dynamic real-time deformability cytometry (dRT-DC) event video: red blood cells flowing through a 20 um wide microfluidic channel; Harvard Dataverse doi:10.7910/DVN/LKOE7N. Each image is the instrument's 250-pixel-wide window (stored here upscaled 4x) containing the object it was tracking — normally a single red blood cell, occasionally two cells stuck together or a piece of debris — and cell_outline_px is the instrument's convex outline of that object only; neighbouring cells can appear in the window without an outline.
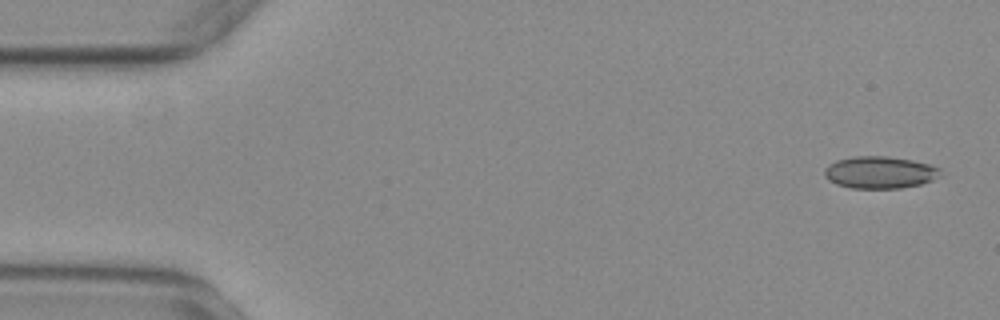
{"species": "common noctule bat (a hibernating species)", "species_latin": "Nyctalus noctula", "temperature_condition": "warm", "stored_images_in_passage": 56, "camera_frame_rate_fps": 3000, "um_per_image_px": 0.085, "animal": {"sex": "female", "body_mass_g": 29.2, "forearm_length_mm": 56.3}, "frame": {"image": 1, "passage_image": 3, "time_ms": 0.667, "image_size_px": [1000, 320], "cell_outline_px": [[944, 176], [920, 184], [900, 188], [852, 188], [836, 184], [828, 180], [824, 176], [824, 168], [828, 164], [836, 160], [852, 156], [888, 156], [912, 160], [928, 164], [940, 168]], "centroid_in_image_um": [74.79, 14.65], "position_along_channel_um": 10.2, "area_um2": 21.96}}
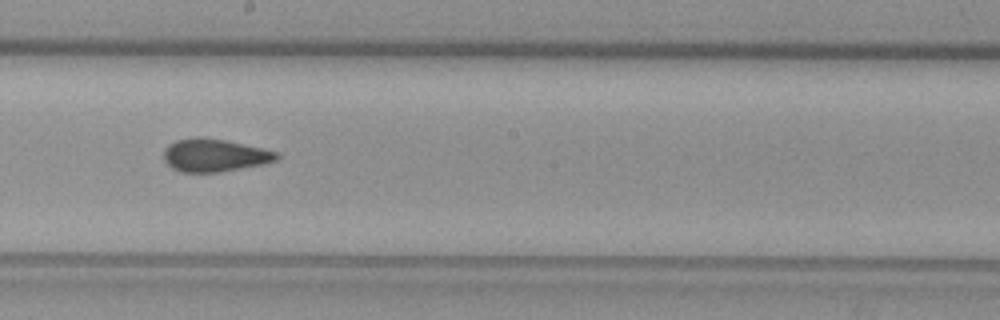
{"frame": {"image": 2, "passage_image": 31, "time_ms": 10.0, "image_size_px": [1000, 320], "cell_outline_px": [[280, 156], [276, 160], [264, 164], [220, 172], [180, 172], [172, 168], [164, 160], [164, 148], [168, 144], [176, 140], [196, 136], [200, 136], [224, 140], [260, 148], [276, 152]], "centroid_in_image_um": [18.19, 13.2], "position_along_channel_um": 230.0, "area_um2": 21.56}}
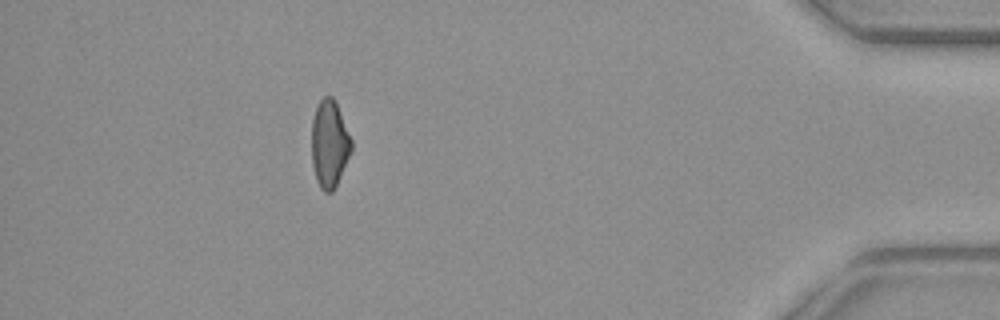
{"frame": {"image": 3, "passage_image": 50, "time_ms": 16.333, "image_size_px": [1000, 320], "cell_outline_px": [[352, 152], [332, 192], [324, 192], [320, 188], [316, 180], [312, 164], [312, 120], [316, 108], [320, 100], [324, 96], [332, 96], [336, 104], [352, 140]], "centroid_in_image_um": [28.0, 12.25], "position_along_channel_um": 407.2, "area_um2": 20.06}, "authors_computed_cell_mechanics": {"area_um2": 21.4438, "velocity_mm_per_s": 3.7228, "shape_relaxation_time_tau1_ms": null, "shape_relaxation_time_tau2_ms": 2.0505, "deformation_change_tau1": null, "deformation_change_tau2": 0.0708}}